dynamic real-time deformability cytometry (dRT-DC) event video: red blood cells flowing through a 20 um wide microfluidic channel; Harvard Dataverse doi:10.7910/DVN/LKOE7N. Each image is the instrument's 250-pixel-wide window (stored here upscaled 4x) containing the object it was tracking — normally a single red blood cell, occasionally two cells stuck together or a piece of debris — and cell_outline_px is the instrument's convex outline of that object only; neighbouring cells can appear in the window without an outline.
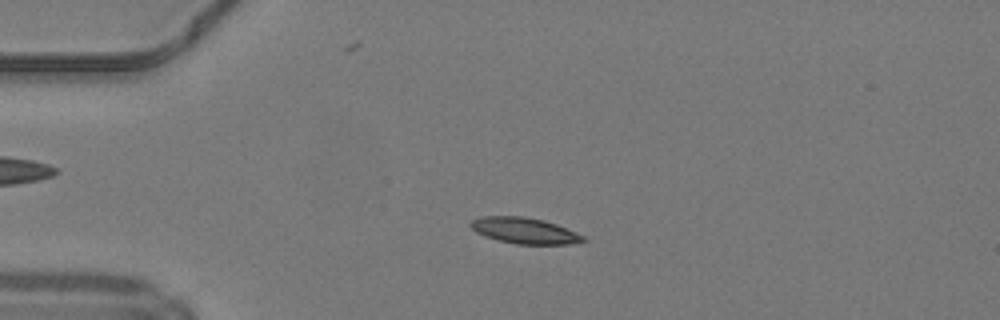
{"species": "common noctule bat (a hibernating species)", "species_latin": "Nyctalus noctula", "temperature_condition": "warm", "stored_images_in_passage": 49, "camera_frame_rate_fps": 3000, "um_per_image_px": 0.085, "animal": {"sex": "male", "body_mass_g": 19.2, "forearm_length_mm": 51.8}, "frame": {"image": 1, "passage_image": 12, "time_ms": 3.667, "image_size_px": [1000, 320], "cell_outline_px": [[588, 240], [568, 244], [516, 244], [484, 236], [476, 232], [468, 224], [472, 220], [480, 216], [524, 216], [544, 220], [556, 224], [584, 236]], "centroid_in_image_um": [44.56, 19.59], "position_along_channel_um": 40.4, "area_um2": 16.99}}
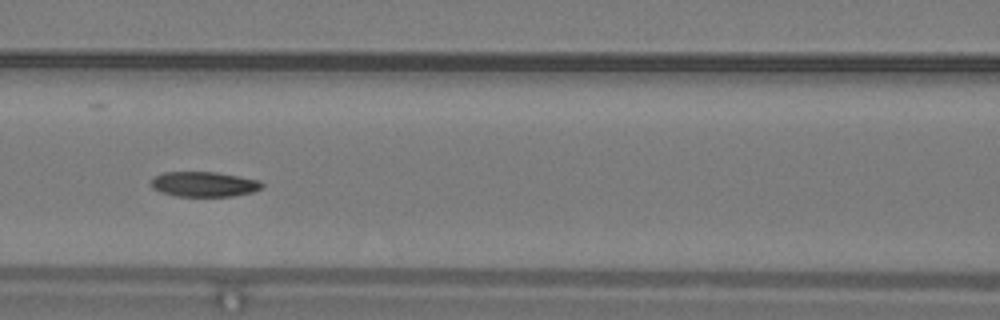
{"frame": {"image": 2, "passage_image": 22, "time_ms": 7.0, "image_size_px": [1000, 320], "cell_outline_px": [[264, 184], [260, 188], [252, 192], [232, 196], [176, 196], [160, 192], [152, 188], [152, 180], [156, 176], [164, 172], [216, 172], [256, 180]], "centroid_in_image_um": [17.3, 15.66], "position_along_channel_um": 149.3, "area_um2": 15.9}}
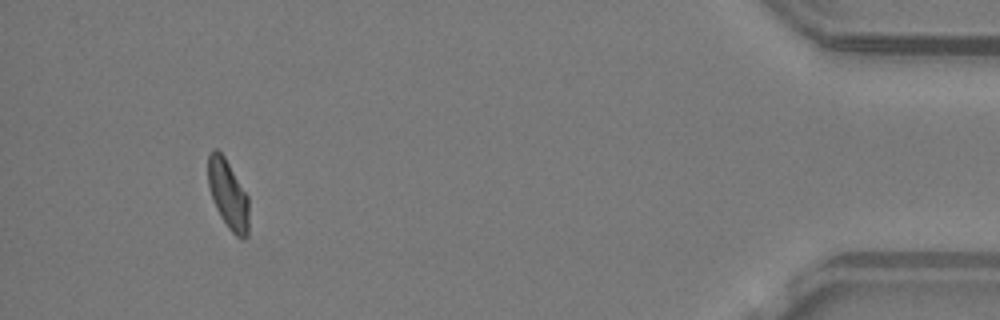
{"frame": {"image": 3, "passage_image": 46, "time_ms": 15.0, "image_size_px": [1000, 320], "cell_outline_px": [[248, 236], [244, 240], [240, 240], [228, 228], [220, 216], [212, 200], [208, 184], [208, 152], [212, 148], [216, 148], [224, 156], [248, 196]], "centroid_in_image_um": [19.38, 16.53], "position_along_channel_um": 415.8, "area_um2": 16.59}, "authors_computed_cell_mechanics": {"area_um2": 16.7042, "velocity_mm_per_s": 4.2108, "shape_relaxation_time_tau1_ms": 5.8333, "shape_relaxation_time_tau2_ms": null, "deformation_change_tau1": 0.1615, "deformation_change_tau2": null}}